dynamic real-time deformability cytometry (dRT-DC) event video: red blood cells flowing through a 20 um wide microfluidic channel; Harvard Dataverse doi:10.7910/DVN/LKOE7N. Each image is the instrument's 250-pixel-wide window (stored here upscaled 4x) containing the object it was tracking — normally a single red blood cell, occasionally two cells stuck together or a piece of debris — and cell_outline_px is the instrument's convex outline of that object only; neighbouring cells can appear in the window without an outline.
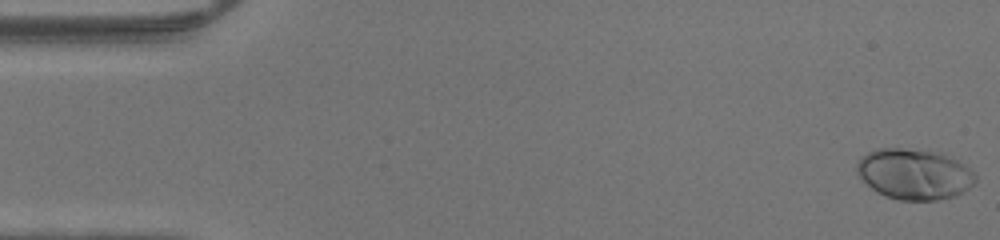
{"species": "human", "species_latin": "Homo sapiens", "temperature_condition": "warm", "stored_images_in_passage": 47, "camera_frame_rate_fps": 3000, "um_per_image_px": 0.085, "donor": {"sex": "male"}, "frame": {"image": 1, "passage_image": 1, "time_ms": 0.0, "image_size_px": [1000, 240], "cell_outline_px": [[976, 180], [968, 188], [956, 196], [936, 200], [896, 200], [884, 196], [876, 192], [856, 172], [856, 164], [860, 156], [876, 148], [900, 148], [932, 152], [956, 160], [964, 164], [976, 176]], "centroid_in_image_um": [77.66, 14.81], "position_along_channel_um": 7.3, "area_um2": 34.68}}
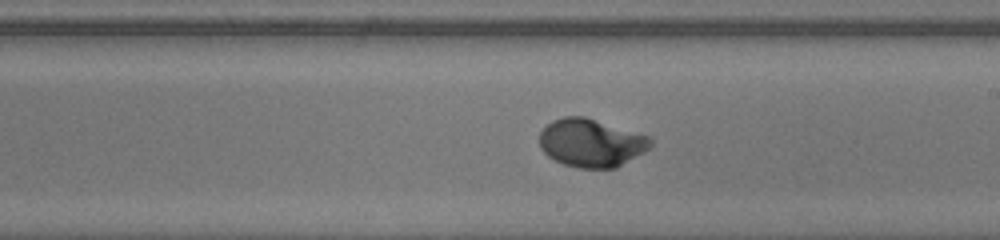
{"frame": {"image": 2, "passage_image": 27, "time_ms": 8.667, "image_size_px": [1000, 240], "cell_outline_px": [[652, 144], [644, 152], [616, 168], [580, 168], [564, 164], [548, 156], [540, 148], [540, 132], [552, 120], [564, 116], [584, 116], [648, 136], [652, 140]], "centroid_in_image_um": [50.23, 12.14], "position_along_channel_um": 238.8, "area_um2": 30.92}}
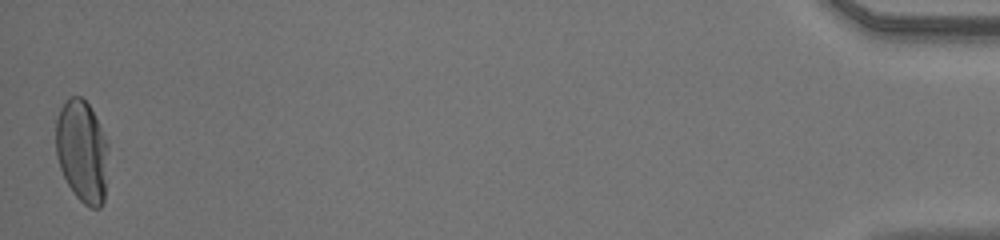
{"frame": {"image": 3, "passage_image": 47, "time_ms": 15.333, "image_size_px": [1000, 240], "cell_outline_px": [[108, 148], [104, 200], [100, 208], [88, 208], [72, 192], [60, 168], [56, 156], [56, 120], [60, 108], [68, 96], [80, 96], [88, 104], [108, 144]], "centroid_in_image_um": [6.96, 12.87], "position_along_channel_um": 428.2, "area_um2": 31.15}}